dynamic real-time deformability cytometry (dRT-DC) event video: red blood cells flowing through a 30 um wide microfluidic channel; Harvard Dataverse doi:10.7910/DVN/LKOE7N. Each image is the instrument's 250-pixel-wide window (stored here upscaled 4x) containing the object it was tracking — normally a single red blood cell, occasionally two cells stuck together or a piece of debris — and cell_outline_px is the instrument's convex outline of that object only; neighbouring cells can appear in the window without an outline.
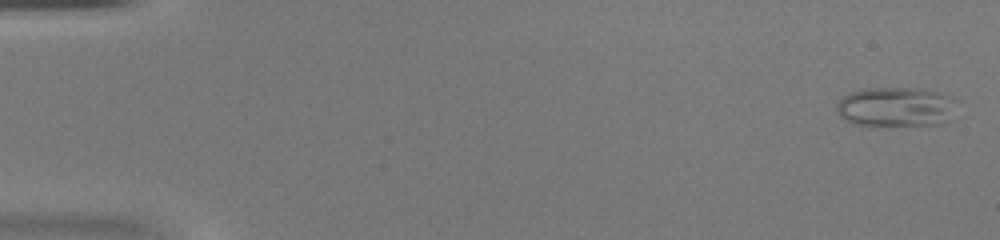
{"species": "common noctule bat (a hibernating species)", "species_latin": "Nyctalus noctula", "temperature_condition": "warm", "stored_images_in_passage": 49, "camera_frame_rate_fps": 3000, "um_per_image_px": 0.085, "animal": {"sex": "female", "body_mass_g": 20.0, "forearm_length_mm": 54.0}, "frame": {"image": 1, "passage_image": 1, "time_ms": 0.0, "image_size_px": [1000, 240], "cell_outline_px": [[956, 100], [952, 120], [940, 124], [856, 124], [840, 116], [836, 112], [836, 104], [844, 96], [852, 92], [868, 88], [924, 88], [952, 96]], "centroid_in_image_um": [76.22, 9.06], "position_along_channel_um": 8.8, "area_um2": 27.51}}
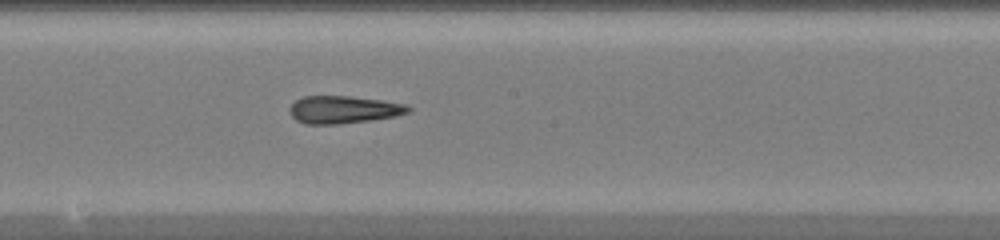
{"frame": {"image": 2, "passage_image": 27, "time_ms": 8.667, "image_size_px": [1000, 240], "cell_outline_px": [[412, 108], [408, 112], [396, 116], [340, 124], [304, 124], [296, 120], [288, 112], [288, 108], [296, 100], [304, 96], [352, 96], [384, 100], [408, 104]], "centroid_in_image_um": [29.2, 9.31], "position_along_channel_um": 219.0, "area_um2": 19.25}}
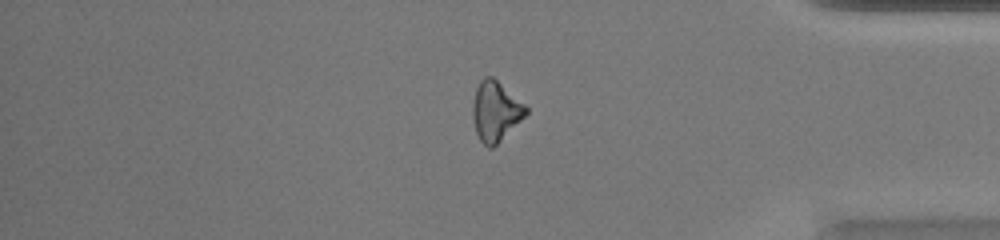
{"frame": {"image": 3, "passage_image": 41, "time_ms": 13.333, "image_size_px": [1000, 240], "cell_outline_px": [[528, 112], [492, 148], [488, 148], [480, 140], [476, 132], [472, 116], [472, 104], [476, 88], [480, 80], [484, 76], [492, 76], [524, 104], [528, 108]], "centroid_in_image_um": [42.08, 9.44], "position_along_channel_um": 393.1, "area_um2": 18.21}, "authors_computed_cell_mechanics": {"area_um2": 19.5942, "velocity_mm_per_s": 4.222, "shape_relaxation_time_tau1_ms": null, "shape_relaxation_time_tau2_ms": 5.053, "deformation_change_tau1": null, "deformation_change_tau2": 0.1752}}